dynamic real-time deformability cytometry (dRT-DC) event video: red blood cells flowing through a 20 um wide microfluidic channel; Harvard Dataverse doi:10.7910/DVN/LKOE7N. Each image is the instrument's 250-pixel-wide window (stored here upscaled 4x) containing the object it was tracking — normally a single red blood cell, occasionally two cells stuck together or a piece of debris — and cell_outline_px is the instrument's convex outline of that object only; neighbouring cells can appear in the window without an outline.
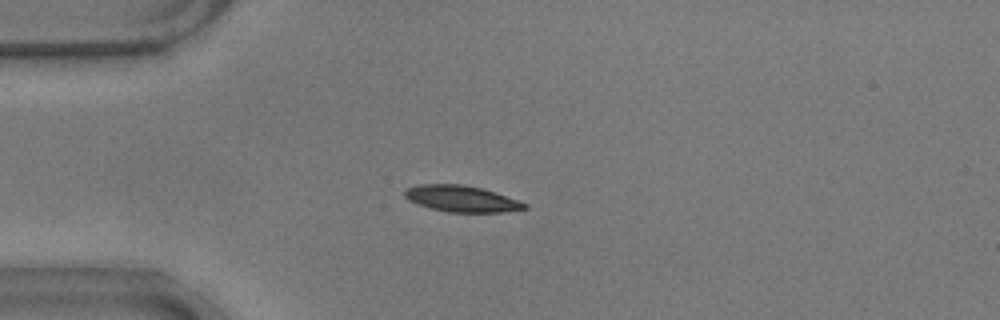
{"species": "common noctule bat (a hibernating species)", "species_latin": "Nyctalus noctula", "temperature_condition": "warm", "stored_images_in_passage": 41, "camera_frame_rate_fps": 3000, "um_per_image_px": 0.085, "animal": {"sex": "male", "body_mass_g": 17.9}, "frame": {"image": 1, "passage_image": 1, "time_ms": 0.0, "image_size_px": [1000, 320], "cell_outline_px": [[528, 208], [504, 212], [448, 212], [416, 204], [408, 200], [404, 196], [404, 192], [408, 188], [420, 184], [464, 184], [480, 188], [528, 204]], "centroid_in_image_um": [39.19, 16.89], "position_along_channel_um": 45.8, "area_um2": 18.09}}
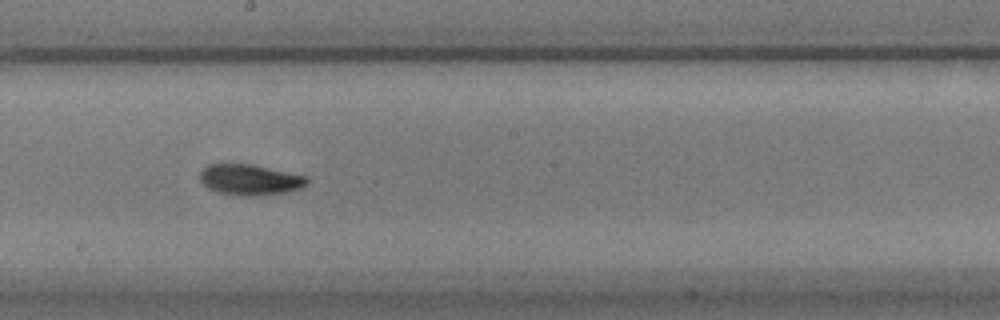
{"frame": {"image": 2, "passage_image": 17, "time_ms": 5.333, "image_size_px": [1000, 320], "cell_outline_px": [[308, 184], [300, 188], [284, 192], [252, 196], [240, 196], [216, 192], [208, 188], [200, 180], [200, 172], [208, 164], [220, 160], [252, 164], [308, 176]], "centroid_in_image_um": [21.18, 15.23], "position_along_channel_um": 227.0, "area_um2": 19.83}}
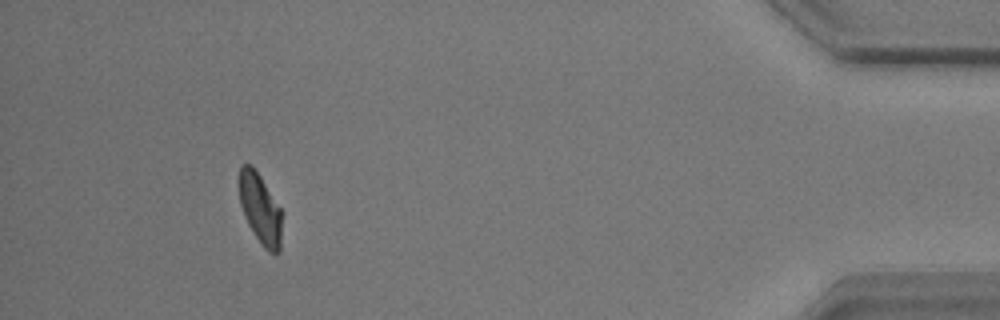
{"frame": {"image": 3, "passage_image": 37, "time_ms": 12.0, "image_size_px": [1000, 320], "cell_outline_px": [[284, 212], [280, 252], [268, 252], [260, 244], [248, 224], [244, 216], [240, 204], [236, 180], [240, 168], [244, 164], [252, 164]], "centroid_in_image_um": [22.12, 17.73], "position_along_channel_um": 413.1, "area_um2": 18.38}, "authors_computed_cell_mechanics": {"area_um2": 18.4382, "velocity_mm_per_s": 3.7181, "shape_relaxation_time_tau1_ms": 2.6323, "shape_relaxation_time_tau2_ms": 2.7909, "deformation_change_tau1": 0.1276, "deformation_change_tau2": 0.0718}}